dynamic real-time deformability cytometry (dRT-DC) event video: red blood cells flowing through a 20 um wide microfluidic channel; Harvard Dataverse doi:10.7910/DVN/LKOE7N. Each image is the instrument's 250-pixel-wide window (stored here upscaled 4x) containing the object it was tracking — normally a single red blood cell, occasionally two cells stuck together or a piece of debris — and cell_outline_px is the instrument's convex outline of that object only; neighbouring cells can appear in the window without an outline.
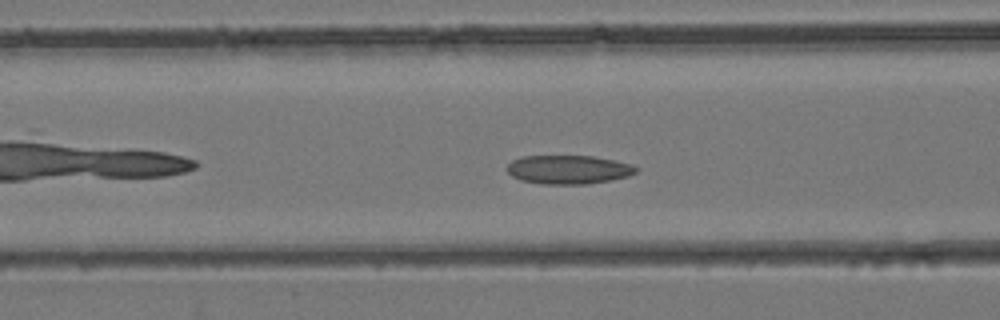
{"species": "common noctule bat (a hibernating species)", "species_latin": "Nyctalus noctula", "temperature_condition": "room temperature", "stored_images_in_passage": 38, "camera_frame_rate_fps": 3000, "um_per_image_px": 0.085, "animal": {"sex": "female", "body_mass_g": 24.6, "forearm_length_mm": 56.2}, "frame": {"image": 1, "passage_image": 15, "time_ms": 4.667, "image_size_px": [1000, 320], "cell_outline_px": [[640, 168], [636, 172], [628, 176], [612, 180], [588, 184], [540, 184], [520, 180], [512, 176], [508, 172], [508, 164], [512, 160], [520, 156], [592, 156], [632, 164]], "centroid_in_image_um": [48.32, 14.42], "position_along_channel_um": 118.3, "area_um2": 21.73}}
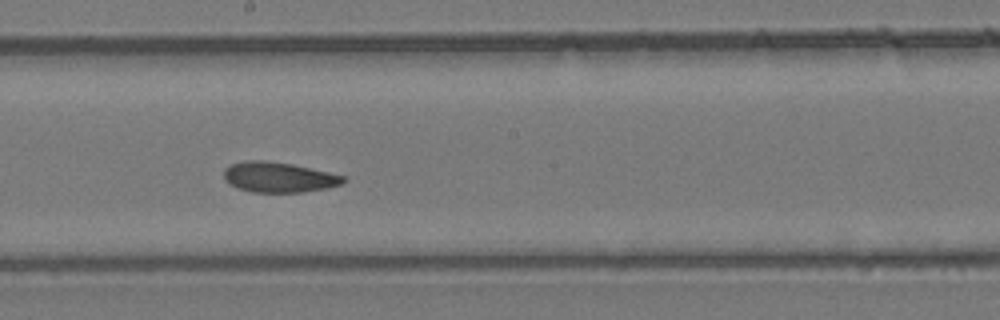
{"frame": {"image": 2, "passage_image": 21, "time_ms": 6.667, "image_size_px": [1000, 320], "cell_outline_px": [[348, 180], [340, 184], [328, 188], [300, 192], [252, 192], [228, 184], [224, 180], [224, 168], [232, 164], [248, 160], [264, 160], [292, 164], [328, 172], [344, 176]], "centroid_in_image_um": [23.68, 15.06], "position_along_channel_um": 224.5, "area_um2": 20.98}}
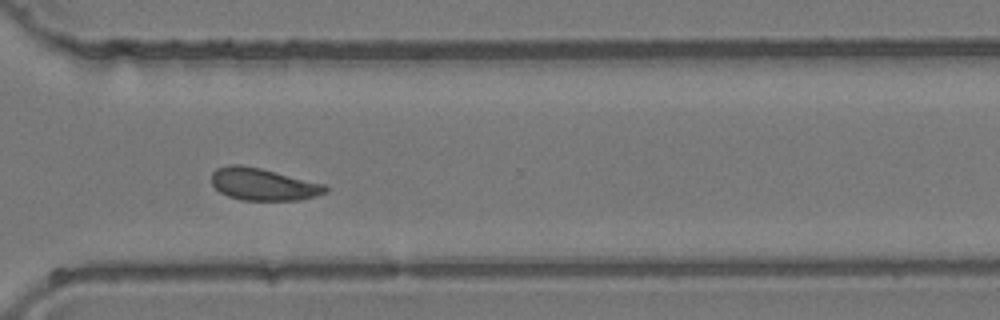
{"frame": {"image": 3, "passage_image": 28, "time_ms": 9.0, "image_size_px": [1000, 320], "cell_outline_px": [[328, 192], [316, 196], [300, 200], [240, 200], [228, 196], [220, 192], [212, 184], [212, 172], [216, 168], [228, 164], [240, 164], [260, 168], [324, 184], [328, 188]], "centroid_in_image_um": [22.35, 15.66], "position_along_channel_um": 348.2, "area_um2": 21.39}}